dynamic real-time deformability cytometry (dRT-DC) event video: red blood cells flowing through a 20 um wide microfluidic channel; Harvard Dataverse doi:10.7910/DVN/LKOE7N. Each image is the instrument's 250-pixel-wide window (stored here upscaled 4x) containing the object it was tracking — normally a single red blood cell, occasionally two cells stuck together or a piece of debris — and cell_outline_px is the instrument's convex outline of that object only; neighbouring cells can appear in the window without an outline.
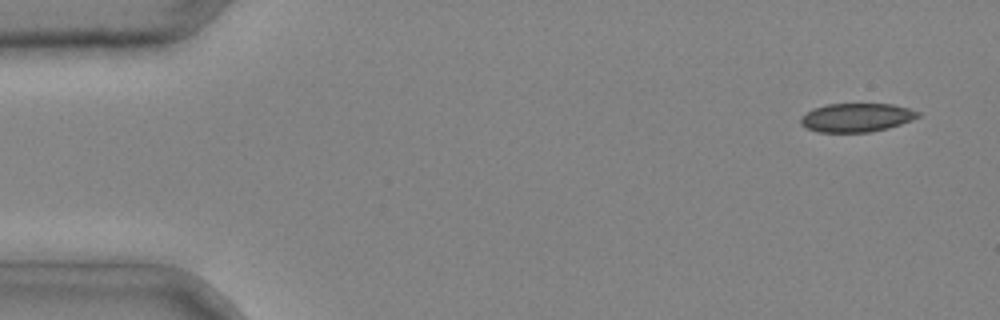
{"species": "common noctule bat (a hibernating species)", "species_latin": "Nyctalus noctula", "temperature_condition": "cold", "stored_images_in_passage": 4, "camera_frame_rate_fps": 3000, "um_per_image_px": 0.085, "animal": {"sex": "male", "body_mass_g": 20.4}, "frame": {"image": 1, "passage_image": 1, "time_ms": 0.0, "image_size_px": [1000, 320], "cell_outline_px": [[920, 116], [912, 120], [888, 128], [868, 132], [816, 132], [800, 124], [800, 120], [812, 108], [828, 104], [892, 104], [908, 108], [920, 112]], "centroid_in_image_um": [72.82, 9.99], "position_along_channel_um": 12.2, "area_um2": 19.48}}